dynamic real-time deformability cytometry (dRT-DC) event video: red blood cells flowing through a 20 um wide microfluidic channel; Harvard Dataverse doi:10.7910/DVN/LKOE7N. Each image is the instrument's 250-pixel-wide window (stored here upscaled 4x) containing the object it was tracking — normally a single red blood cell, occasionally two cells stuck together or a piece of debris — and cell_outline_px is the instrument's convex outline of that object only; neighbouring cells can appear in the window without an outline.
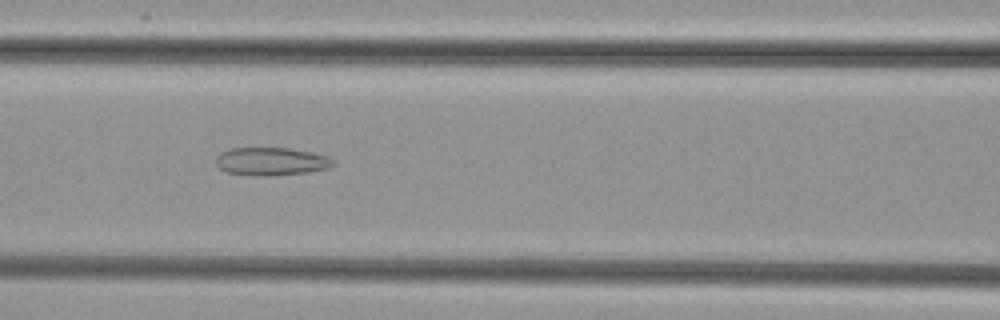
{"species": "common noctule bat (a hibernating species)", "species_latin": "Nyctalus noctula", "temperature_condition": "cold", "stored_images_in_passage": 53, "camera_frame_rate_fps": 3000, "um_per_image_px": 0.085, "animal": {"sex": "female", "body_mass_g": 29.2, "forearm_length_mm": 56.3}, "frame": {"image": 1, "passage_image": 24, "time_ms": 7.667, "image_size_px": [1000, 320], "cell_outline_px": [[336, 164], [328, 168], [308, 172], [272, 176], [252, 176], [228, 172], [220, 168], [216, 164], [216, 156], [220, 152], [232, 148], [288, 148], [312, 152], [328, 156]], "centroid_in_image_um": [23.05, 13.72], "position_along_channel_um": 143.5, "area_um2": 19.25}}
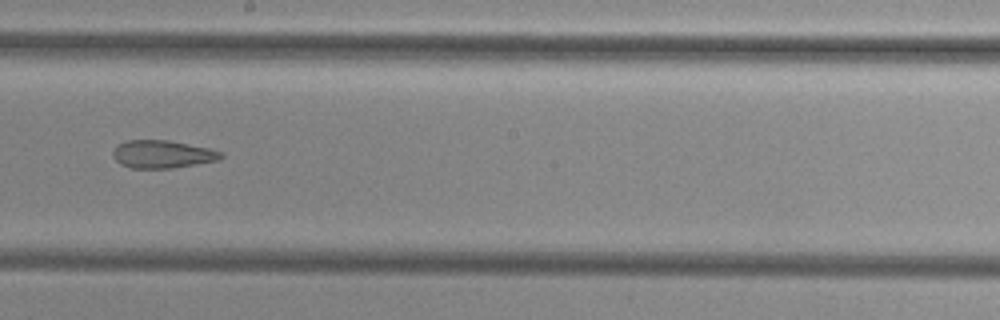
{"frame": {"image": 2, "passage_image": 31, "time_ms": 10.0, "image_size_px": [1000, 320], "cell_outline_px": [[224, 156], [220, 160], [172, 168], [132, 168], [120, 164], [112, 156], [112, 152], [120, 144], [128, 140], [168, 140], [208, 148], [224, 152]], "centroid_in_image_um": [13.84, 13.11], "position_along_channel_um": 234.4, "area_um2": 17.46}}
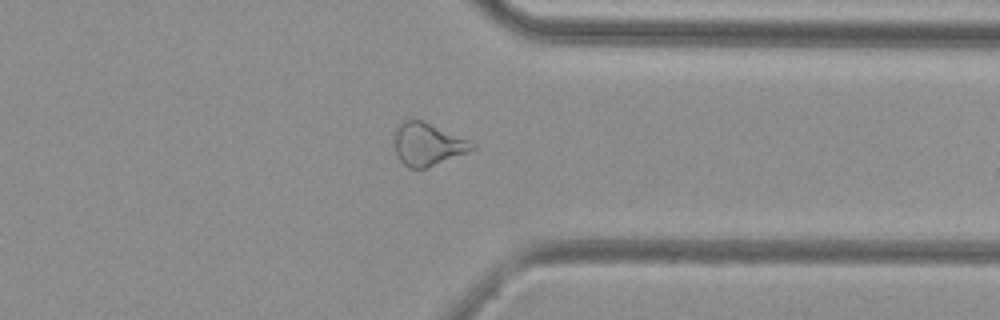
{"frame": {"image": 3, "passage_image": 42, "time_ms": 13.667, "image_size_px": [1000, 320], "cell_outline_px": [[476, 148], [468, 152], [424, 168], [408, 168], [400, 160], [396, 152], [396, 128], [404, 120], [420, 120], [468, 140], [476, 144]], "centroid_in_image_um": [36.36, 12.27], "position_along_channel_um": 375.0, "area_um2": 18.61}}